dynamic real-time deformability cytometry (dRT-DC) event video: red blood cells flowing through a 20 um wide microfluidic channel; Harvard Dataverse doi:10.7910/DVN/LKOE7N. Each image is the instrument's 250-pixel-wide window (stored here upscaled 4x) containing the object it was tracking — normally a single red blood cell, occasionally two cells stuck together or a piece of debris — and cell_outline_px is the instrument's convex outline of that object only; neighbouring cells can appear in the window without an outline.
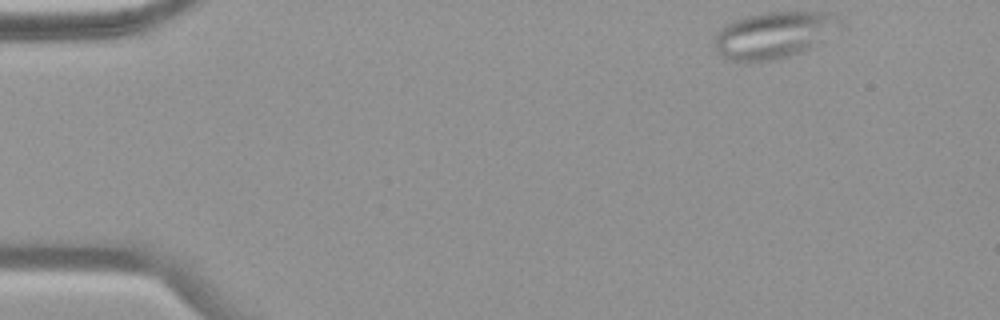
{"species": "common noctule bat (a hibernating species)", "species_latin": "Nyctalus noctula", "temperature_condition": "warm", "stored_images_in_passage": 49, "camera_frame_rate_fps": 3000, "um_per_image_px": 0.085, "animal": {"sex": "female", "body_mass_g": 19.9}, "frame": {"image": 1, "passage_image": 1, "time_ms": 0.0, "image_size_px": [1000, 320], "cell_outline_px": [[848, 28], [804, 52], [776, 60], [744, 64], [720, 56], [716, 52], [716, 36], [724, 24], [732, 20], [744, 16], [768, 12], [836, 12], [844, 20]], "centroid_in_image_um": [65.94, 2.98], "position_along_channel_um": 19.1, "area_um2": 35.84}}
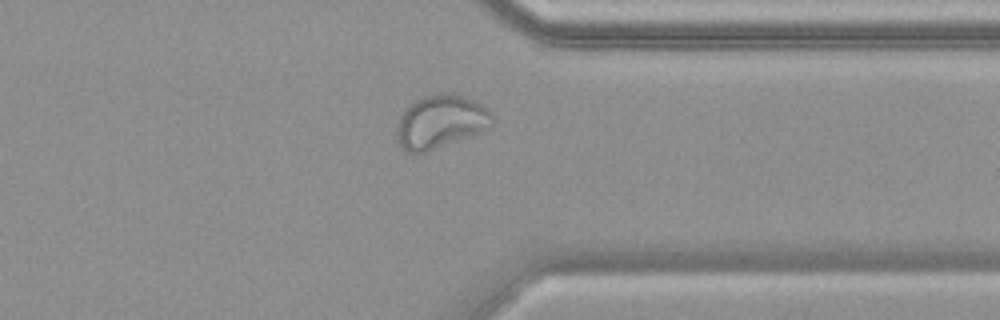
{"frame": {"image": 2, "passage_image": 38, "time_ms": 12.333, "image_size_px": [1000, 320], "cell_outline_px": [[492, 124], [476, 132], [424, 152], [408, 152], [400, 148], [396, 136], [396, 124], [400, 116], [416, 100], [424, 96], [444, 92], [452, 92], [472, 100], [488, 108], [492, 112]], "centroid_in_image_um": [37.39, 10.32], "position_along_channel_um": 374.0, "area_um2": 28.9}}
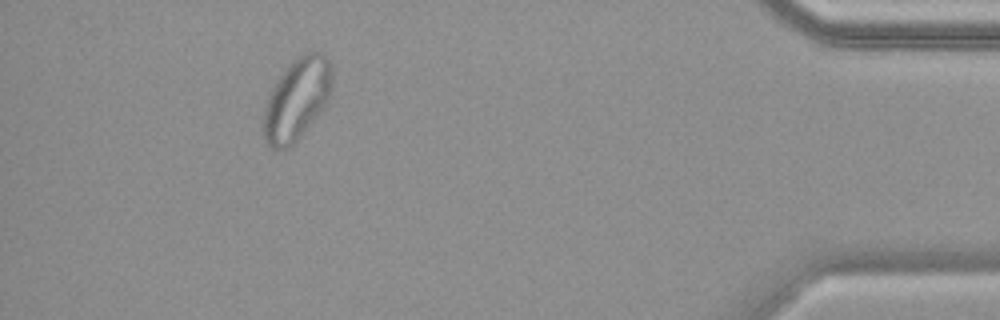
{"frame": {"image": 3, "passage_image": 45, "time_ms": 14.667, "image_size_px": [1000, 320], "cell_outline_px": [[332, 88], [328, 100], [304, 132], [288, 148], [280, 152], [268, 148], [264, 140], [264, 108], [268, 96], [272, 88], [280, 76], [292, 60], [296, 56], [312, 48], [324, 52], [332, 64]], "centroid_in_image_um": [25.24, 8.39], "position_along_channel_um": 410.0, "area_um2": 33.23}}